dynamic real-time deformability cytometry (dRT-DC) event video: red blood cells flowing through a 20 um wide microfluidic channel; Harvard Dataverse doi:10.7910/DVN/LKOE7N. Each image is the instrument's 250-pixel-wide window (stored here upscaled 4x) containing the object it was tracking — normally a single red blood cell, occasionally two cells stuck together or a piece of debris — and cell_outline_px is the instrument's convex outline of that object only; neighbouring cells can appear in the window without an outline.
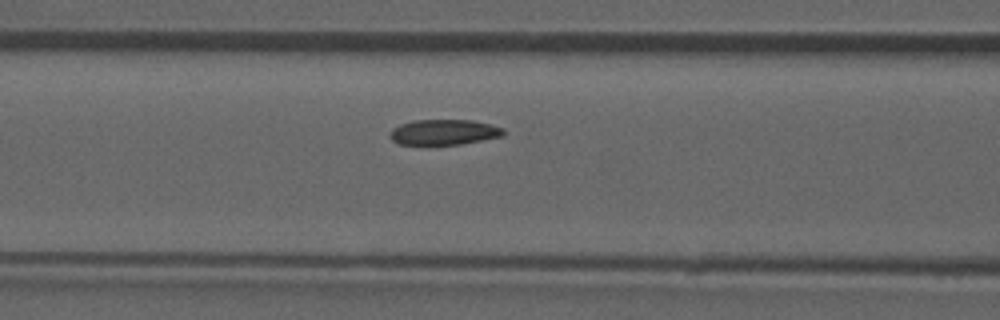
{"species": "common noctule bat (a hibernating species)", "species_latin": "Nyctalus noctula", "temperature_condition": "room temperature", "stored_images_in_passage": 19, "camera_frame_rate_fps": 3000, "um_per_image_px": 0.085, "animal": {"sex": "male", "forearm_length_mm": 52.5}, "frame": {"image": 1, "passage_image": 14, "time_ms": 4.333, "image_size_px": [1000, 320], "cell_outline_px": [[504, 136], [460, 144], [400, 144], [392, 140], [388, 136], [388, 132], [392, 128], [400, 124], [412, 120], [472, 120], [504, 128]], "centroid_in_image_um": [37.7, 11.22], "position_along_channel_um": 128.9, "area_um2": 16.82}}